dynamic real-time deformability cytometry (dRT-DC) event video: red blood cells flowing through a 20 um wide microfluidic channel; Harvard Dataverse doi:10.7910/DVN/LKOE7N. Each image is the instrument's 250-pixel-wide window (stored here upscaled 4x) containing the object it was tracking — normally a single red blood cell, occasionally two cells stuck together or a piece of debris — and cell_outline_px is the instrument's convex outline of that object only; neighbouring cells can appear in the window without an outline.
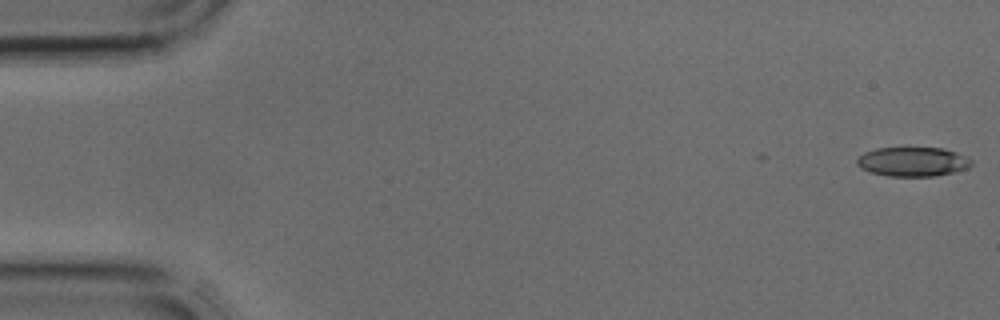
{"species": "common noctule bat (a hibernating species)", "species_latin": "Nyctalus noctula", "temperature_condition": "cold", "stored_images_in_passage": 4, "camera_frame_rate_fps": 3000, "um_per_image_px": 0.085, "animal": {"sex": "male", "body_mass_g": 17.9, "forearm_length_mm": 54.2}, "frame": {"image": 1, "passage_image": 1, "time_ms": 0.0, "image_size_px": [1000, 320], "cell_outline_px": [[972, 164], [968, 168], [936, 176], [888, 176], [872, 172], [860, 168], [856, 164], [856, 160], [864, 152], [876, 148], [940, 148], [956, 152], [972, 160]], "centroid_in_image_um": [77.56, 13.75], "position_along_channel_um": 7.4, "area_um2": 19.42}}
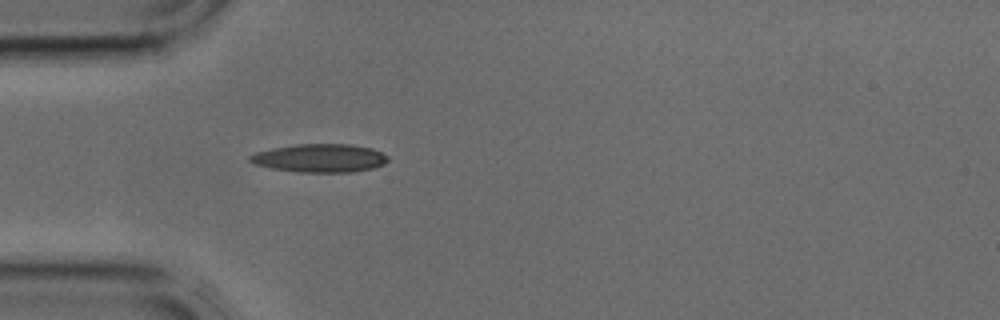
{"frame": {"image": 2, "passage_image": 4, "time_ms": 1.0, "image_size_px": [1000, 320], "cell_outline_px": [[388, 160], [384, 164], [372, 168], [352, 172], [296, 172], [272, 168], [256, 164], [248, 160], [248, 156], [256, 152], [272, 148], [296, 144], [352, 144], [372, 148], [388, 156]], "centroid_in_image_um": [27.19, 13.43], "position_along_channel_um": 57.8, "area_um2": 22.77}}